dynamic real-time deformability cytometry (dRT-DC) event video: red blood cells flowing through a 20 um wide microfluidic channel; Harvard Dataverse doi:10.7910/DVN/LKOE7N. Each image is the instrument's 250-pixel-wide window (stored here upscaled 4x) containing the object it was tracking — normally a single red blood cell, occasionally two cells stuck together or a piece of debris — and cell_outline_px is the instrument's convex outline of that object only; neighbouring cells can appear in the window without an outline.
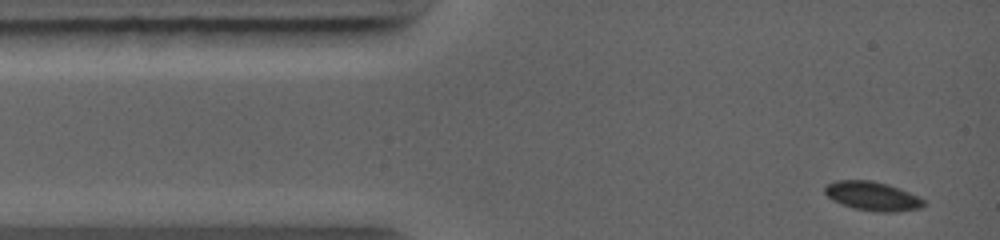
{"species": "common noctule bat (a hibernating species)", "species_latin": "Nyctalus noctula", "temperature_condition": "warm", "stored_images_in_passage": 9, "camera_frame_rate_fps": 5000, "um_per_image_px": 0.085, "animal": {"sex": "female", "body_mass_g": 19.0, "forearm_length_mm": 56.7}, "frame": {"image": 1, "passage_image": 1, "time_ms": 0.0, "image_size_px": [1000, 240], "cell_outline_px": [[924, 204], [920, 208], [896, 212], [876, 212], [856, 208], [832, 200], [824, 192], [824, 184], [836, 180], [872, 180], [888, 184], [900, 188], [924, 200]], "centroid_in_image_um": [74.13, 16.65], "position_along_channel_um": 10.9, "area_um2": 16.65}}
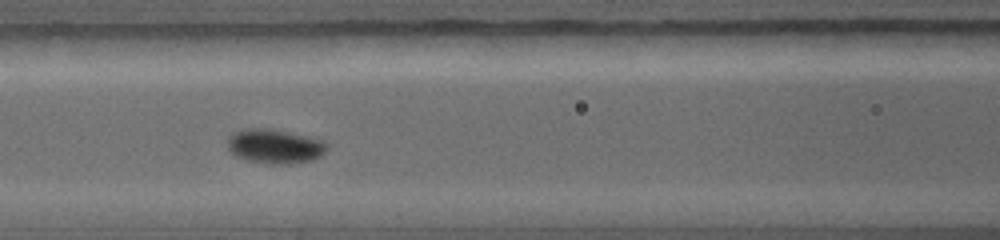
{"frame": {"image": 2, "passage_image": 6, "time_ms": 4.0, "image_size_px": [1000, 240], "cell_outline_px": [[328, 148], [320, 156], [312, 160], [288, 164], [268, 164], [248, 160], [236, 156], [228, 148], [228, 136], [232, 132], [244, 128], [272, 128], [308, 136], [324, 140], [328, 144]], "centroid_in_image_um": [23.36, 12.41], "position_along_channel_um": 143.2, "area_um2": 20.17}}
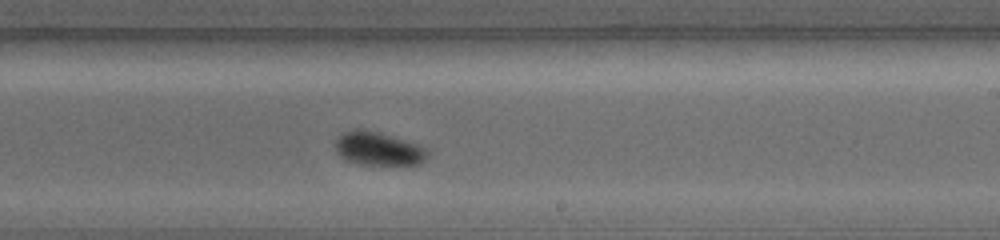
{"frame": {"image": 3, "passage_image": 9, "time_ms": 6.4, "image_size_px": [1000, 240], "cell_outline_px": [[428, 156], [420, 164], [360, 164], [344, 160], [336, 152], [336, 136], [340, 132], [352, 128], [364, 128], [380, 132], [420, 144], [428, 148]], "centroid_in_image_um": [32.13, 12.6], "position_along_channel_um": 256.9, "area_um2": 18.5}}